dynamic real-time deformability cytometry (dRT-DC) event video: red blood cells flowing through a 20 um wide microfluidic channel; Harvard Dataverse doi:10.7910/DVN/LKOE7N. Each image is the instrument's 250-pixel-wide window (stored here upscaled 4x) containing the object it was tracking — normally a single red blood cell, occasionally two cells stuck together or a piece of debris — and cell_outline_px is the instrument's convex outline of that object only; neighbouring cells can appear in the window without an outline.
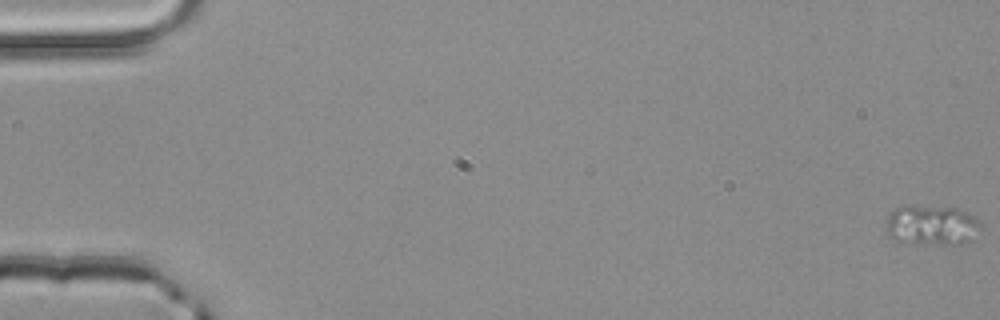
{"species": "common noctule bat (a hibernating species)", "species_latin": "Nyctalus noctula", "temperature_condition": "room temperature", "stored_images_in_passage": 54, "camera_frame_rate_fps": 3000, "um_per_image_px": 0.085, "animal": {"sex": "male", "body_mass_g": 20.4}, "frame": {"image": 1, "passage_image": 1, "time_ms": 0.0, "image_size_px": [1000, 320], "cell_outline_px": [[980, 228], [968, 240], [960, 244], [944, 244], [896, 240], [888, 236], [884, 228], [888, 216], [896, 208], [904, 204], [908, 204], [956, 208], [972, 216], [980, 224]], "centroid_in_image_um": [79.11, 19.1], "position_along_channel_um": 5.9, "area_um2": 21.73}}
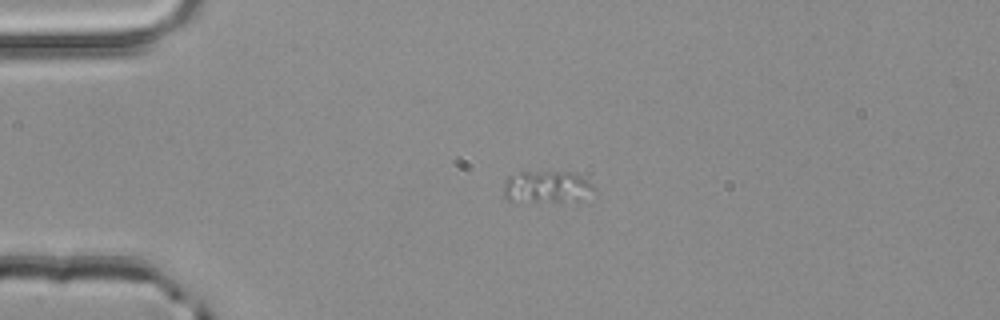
{"frame": {"image": 2, "passage_image": 14, "time_ms": 4.333, "image_size_px": [1000, 320], "cell_outline_px": [[596, 192], [584, 200], [560, 204], [508, 200], [504, 196], [504, 180], [508, 176], [520, 172], [572, 172], [588, 180], [596, 188]], "centroid_in_image_um": [46.55, 15.94], "position_along_channel_um": 38.4, "area_um2": 17.8}}